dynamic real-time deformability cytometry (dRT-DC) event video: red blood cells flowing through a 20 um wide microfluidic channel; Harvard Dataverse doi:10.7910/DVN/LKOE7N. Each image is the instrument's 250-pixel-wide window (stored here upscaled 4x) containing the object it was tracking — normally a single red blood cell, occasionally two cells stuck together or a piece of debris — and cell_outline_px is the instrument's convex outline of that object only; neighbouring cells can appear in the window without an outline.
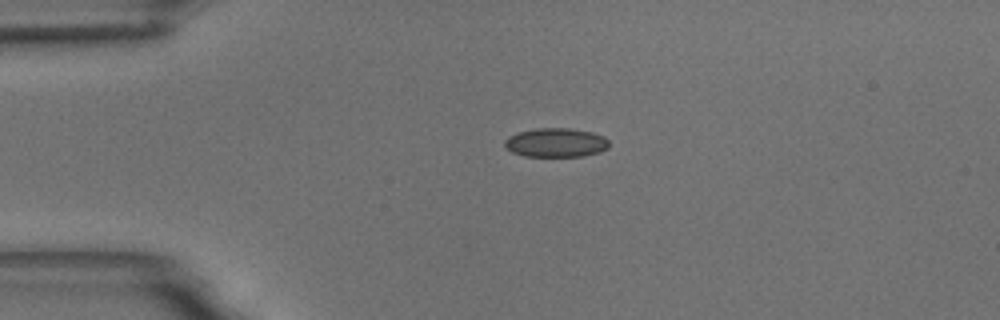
{"species": "common noctule bat (a hibernating species)", "species_latin": "Nyctalus noctula", "temperature_condition": "room temperature", "stored_images_in_passage": 43, "camera_frame_rate_fps": 3000, "um_per_image_px": 0.085, "animal": {"sex": "male", "body_mass_g": 18.8}, "frame": {"image": 1, "passage_image": 1, "time_ms": 0.0, "image_size_px": [1000, 320], "cell_outline_px": [[608, 148], [600, 152], [584, 156], [524, 156], [512, 152], [504, 144], [504, 140], [508, 136], [516, 132], [536, 128], [572, 128], [592, 132], [604, 136], [608, 140]], "centroid_in_image_um": [47.25, 12.11], "position_along_channel_um": 37.7, "area_um2": 17.8}}
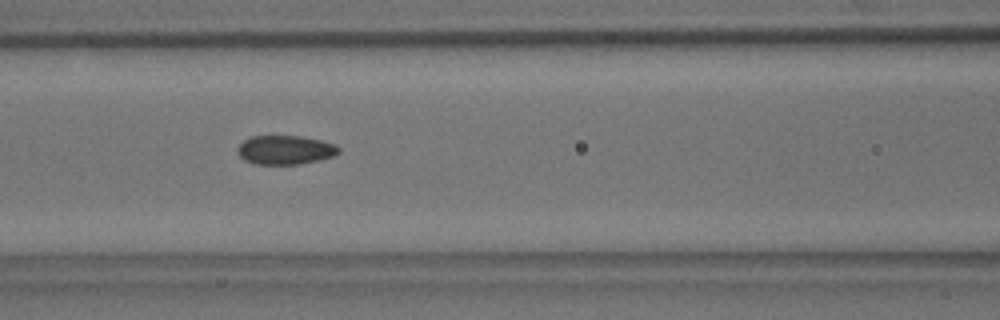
{"frame": {"image": 2, "passage_image": 12, "time_ms": 3.667, "image_size_px": [1000, 320], "cell_outline_px": [[340, 152], [332, 156], [320, 160], [300, 164], [256, 164], [244, 160], [236, 152], [236, 148], [244, 140], [252, 136], [300, 136], [320, 140], [336, 144], [340, 148]], "centroid_in_image_um": [24.24, 12.74], "position_along_channel_um": 142.4, "area_um2": 17.17}}
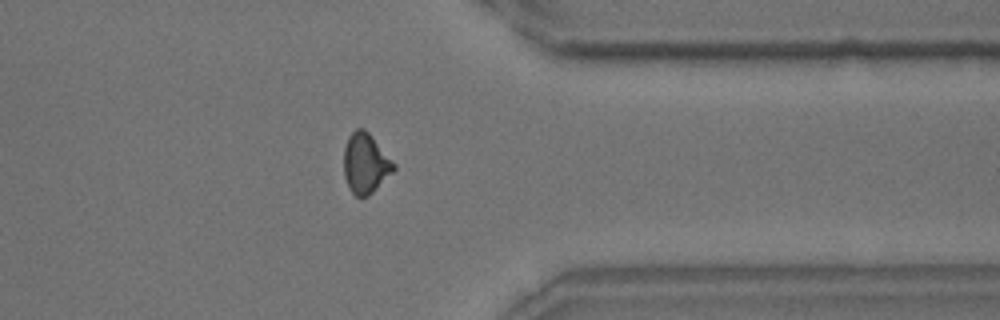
{"frame": {"image": 3, "passage_image": 32, "time_ms": 10.333, "image_size_px": [1000, 320], "cell_outline_px": [[396, 168], [368, 196], [356, 196], [352, 192], [344, 176], [344, 148], [348, 136], [356, 128], [364, 128], [372, 136], [396, 164]], "centroid_in_image_um": [31.06, 13.85], "position_along_channel_um": 380.3, "area_um2": 17.28}, "authors_computed_cell_mechanics": {"area_um2": 17.1666, "velocity_mm_per_s": 3.6893, "shape_relaxation_time_tau1_ms": 6.264, "shape_relaxation_time_tau2_ms": 4.2215, "deformation_change_tau1": 0.1062, "deformation_change_tau2": 0.075}}